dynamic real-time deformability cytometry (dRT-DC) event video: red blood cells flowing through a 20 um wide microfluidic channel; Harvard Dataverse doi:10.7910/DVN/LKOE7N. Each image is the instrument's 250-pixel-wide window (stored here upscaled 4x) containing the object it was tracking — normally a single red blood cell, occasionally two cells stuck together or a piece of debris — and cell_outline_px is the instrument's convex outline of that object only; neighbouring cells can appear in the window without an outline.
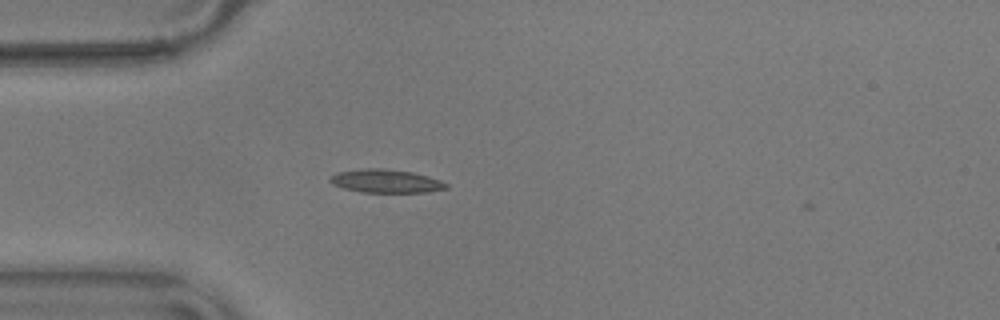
{"species": "common noctule bat (a hibernating species)", "species_latin": "Nyctalus noctula", "temperature_condition": "warm", "stored_images_in_passage": 2, "camera_frame_rate_fps": 3000, "um_per_image_px": 0.085, "animal": {"sex": "male", "body_mass_g": 17.9}, "frame": {"image": 1, "passage_image": 1, "time_ms": 0.0, "image_size_px": [1000, 320], "cell_outline_px": [[448, 188], [424, 192], [360, 192], [344, 188], [332, 184], [328, 180], [328, 176], [336, 172], [360, 168], [384, 168], [412, 172], [428, 176], [440, 180], [448, 184]], "centroid_in_image_um": [32.74, 15.38], "position_along_channel_um": 52.3, "area_um2": 15.95}}